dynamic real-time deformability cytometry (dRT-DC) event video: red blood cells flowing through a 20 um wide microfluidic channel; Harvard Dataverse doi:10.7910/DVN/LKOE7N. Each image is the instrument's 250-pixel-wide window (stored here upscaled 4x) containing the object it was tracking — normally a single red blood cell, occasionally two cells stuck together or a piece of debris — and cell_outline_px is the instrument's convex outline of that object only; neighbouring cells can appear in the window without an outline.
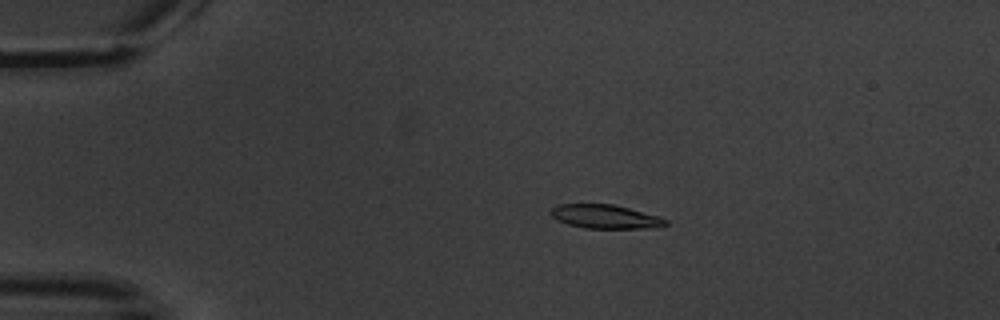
{"species": "common noctule bat (a hibernating species)", "species_latin": "Nyctalus noctula", "temperature_condition": "warm", "stored_images_in_passage": 9, "camera_frame_rate_fps": 3000, "um_per_image_px": 0.085, "animal": {"sex": "male", "body_mass_g": 20.1, "forearm_length_mm": 53.5}, "frame": {"image": 1, "passage_image": 3, "time_ms": 2.333, "image_size_px": [1000, 320], "cell_outline_px": [[668, 224], [656, 228], [584, 228], [568, 224], [552, 216], [552, 208], [560, 204], [612, 204], [660, 216], [668, 220]], "centroid_in_image_um": [51.52, 18.42], "position_along_channel_um": 33.5, "area_um2": 15.78}}
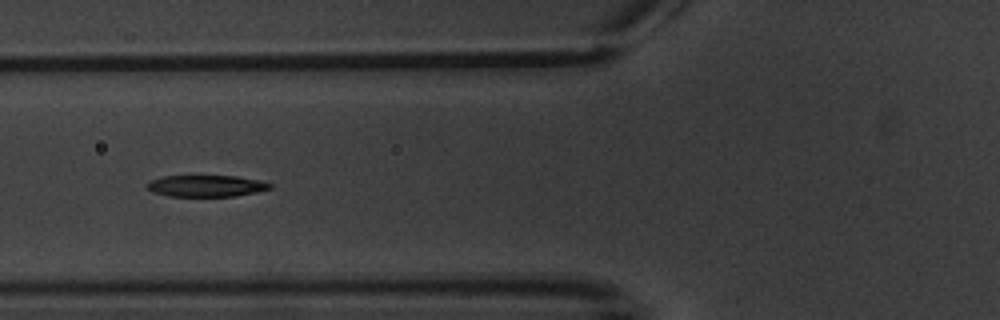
{"frame": {"image": 2, "passage_image": 6, "time_ms": 6.0, "image_size_px": [1000, 320], "cell_outline_px": [[272, 188], [256, 192], [236, 196], [168, 196], [152, 192], [144, 184], [148, 180], [164, 176], [236, 176], [256, 180], [272, 184]], "centroid_in_image_um": [17.46, 15.8], "position_along_channel_um": 108.3, "area_um2": 15.43}}
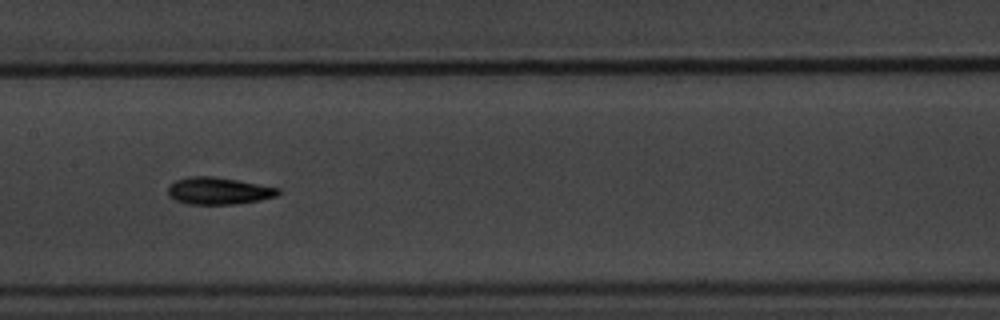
{"frame": {"image": 3, "passage_image": 8, "time_ms": 8.333, "image_size_px": [1000, 320], "cell_outline_px": [[280, 192], [276, 196], [260, 200], [236, 204], [188, 204], [176, 200], [168, 196], [168, 184], [176, 180], [188, 176], [212, 176], [236, 180], [280, 188]], "centroid_in_image_um": [18.54, 16.22], "position_along_channel_um": 188.9, "area_um2": 17.4}}